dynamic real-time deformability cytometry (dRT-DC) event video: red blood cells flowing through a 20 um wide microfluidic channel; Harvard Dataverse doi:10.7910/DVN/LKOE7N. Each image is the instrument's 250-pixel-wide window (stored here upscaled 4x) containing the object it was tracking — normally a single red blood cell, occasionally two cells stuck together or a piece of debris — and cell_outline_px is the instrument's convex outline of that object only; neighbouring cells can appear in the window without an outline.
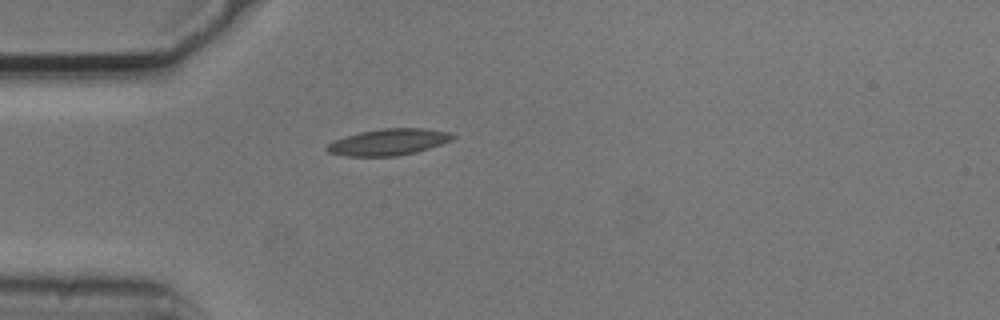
{"species": "common noctule bat (a hibernating species)", "species_latin": "Nyctalus noctula", "temperature_condition": "cold", "stored_images_in_passage": 1, "camera_frame_rate_fps": 3000, "um_per_image_px": 0.085, "animal": {"sex": "male", "body_mass_g": 20.5, "forearm_length_mm": 52.5}, "frame": {"image": 1, "passage_image": 1, "time_ms": 0.0, "image_size_px": [1000, 320], "cell_outline_px": [[456, 136], [452, 140], [416, 152], [396, 156], [344, 156], [328, 152], [324, 148], [328, 144], [336, 140], [360, 132], [380, 128], [424, 128], [452, 132]], "centroid_in_image_um": [33.05, 12.07], "position_along_channel_um": 52.0, "area_um2": 19.31}}